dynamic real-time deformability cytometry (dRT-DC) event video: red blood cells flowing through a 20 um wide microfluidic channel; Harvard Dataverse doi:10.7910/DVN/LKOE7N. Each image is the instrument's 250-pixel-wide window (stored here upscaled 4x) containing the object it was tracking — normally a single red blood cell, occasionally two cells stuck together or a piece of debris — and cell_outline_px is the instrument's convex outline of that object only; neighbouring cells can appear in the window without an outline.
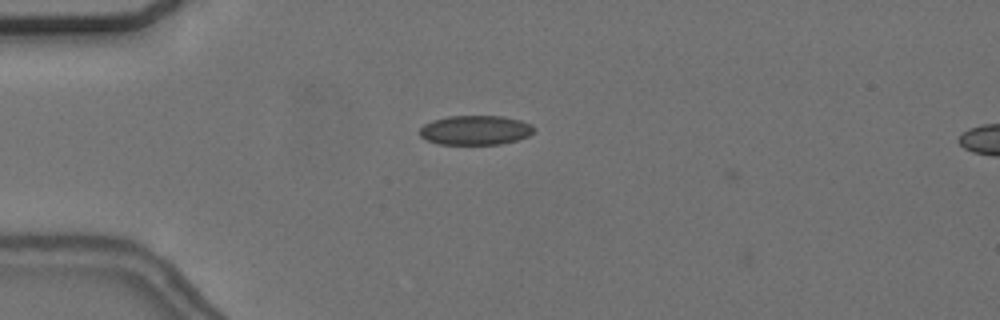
{"species": "common noctule bat (a hibernating species)", "species_latin": "Nyctalus noctula", "temperature_condition": "cold", "stored_images_in_passage": 4, "camera_frame_rate_fps": 3000, "um_per_image_px": 0.085, "animal": {"sex": "female", "body_mass_g": 24.6, "forearm_length_mm": 56.2}, "frame": {"image": 1, "passage_image": 1, "time_ms": 0.0, "image_size_px": [1000, 320], "cell_outline_px": [[536, 128], [528, 136], [516, 140], [500, 144], [440, 144], [428, 140], [420, 136], [420, 128], [424, 124], [432, 120], [448, 116], [504, 116], [520, 120], [532, 124]], "centroid_in_image_um": [40.42, 11.05], "position_along_channel_um": 44.6, "area_um2": 19.59}}